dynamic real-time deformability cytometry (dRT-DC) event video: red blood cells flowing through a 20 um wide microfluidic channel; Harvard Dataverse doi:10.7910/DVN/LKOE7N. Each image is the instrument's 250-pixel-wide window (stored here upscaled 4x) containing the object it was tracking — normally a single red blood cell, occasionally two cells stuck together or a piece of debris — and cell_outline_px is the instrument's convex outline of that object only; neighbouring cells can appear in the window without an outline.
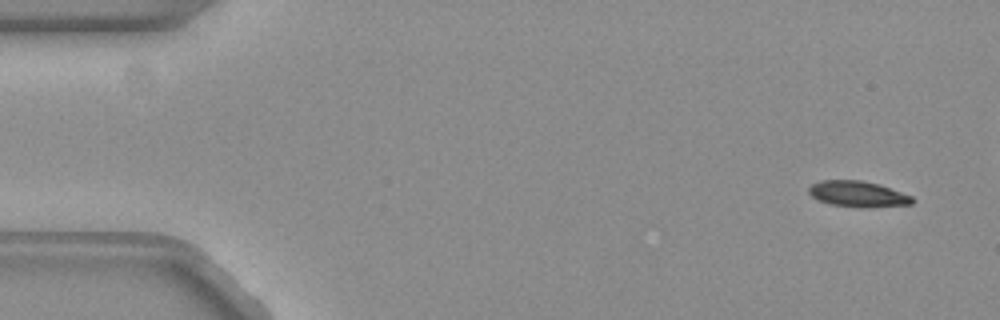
{"species": "common noctule bat (a hibernating species)", "species_latin": "Nyctalus noctula", "temperature_condition": "warm", "stored_images_in_passage": 8, "camera_frame_rate_fps": 3000, "um_per_image_px": 0.085, "animal": {"sex": "female", "body_mass_g": 19.3, "forearm_length_mm": 54.1}, "frame": {"image": 1, "passage_image": 3, "time_ms": 0.667, "image_size_px": [1000, 320], "cell_outline_px": [[916, 200], [912, 204], [868, 208], [864, 208], [828, 204], [812, 196], [808, 192], [808, 188], [812, 184], [820, 180], [860, 180], [880, 184], [912, 196]], "centroid_in_image_um": [72.94, 16.49], "position_along_channel_um": 12.1, "area_um2": 15.78}}